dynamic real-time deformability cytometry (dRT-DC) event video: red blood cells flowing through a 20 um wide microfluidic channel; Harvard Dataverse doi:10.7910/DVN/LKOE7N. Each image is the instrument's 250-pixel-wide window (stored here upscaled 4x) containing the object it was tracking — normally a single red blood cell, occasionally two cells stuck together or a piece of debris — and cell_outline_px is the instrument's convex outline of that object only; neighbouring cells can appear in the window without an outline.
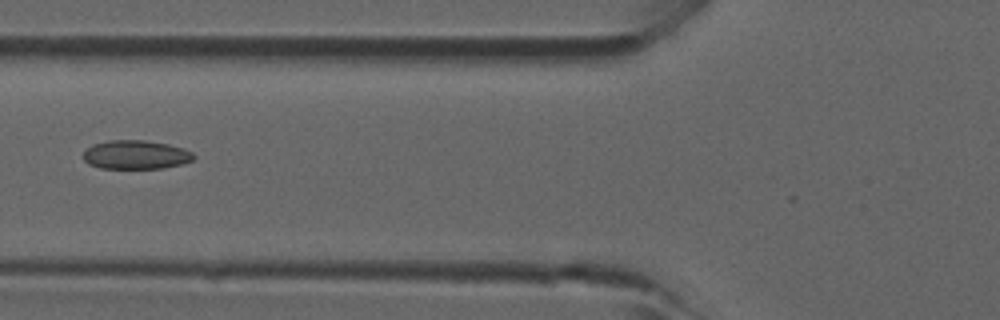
{"species": "common noctule bat (a hibernating species)", "species_latin": "Nyctalus noctula", "temperature_condition": "room temperature", "stored_images_in_passage": 8, "camera_frame_rate_fps": 3000, "um_per_image_px": 0.085, "animal": {"sex": "male", "forearm_length_mm": 52.5}, "frame": {"image": 1, "passage_image": 4, "time_ms": 1.0, "image_size_px": [1000, 320], "cell_outline_px": [[196, 156], [192, 160], [184, 164], [164, 168], [100, 168], [88, 164], [84, 160], [84, 152], [92, 144], [108, 140], [144, 140], [168, 144], [184, 148], [192, 152]], "centroid_in_image_um": [11.56, 13.15], "position_along_channel_um": 114.2, "area_um2": 18.67}}
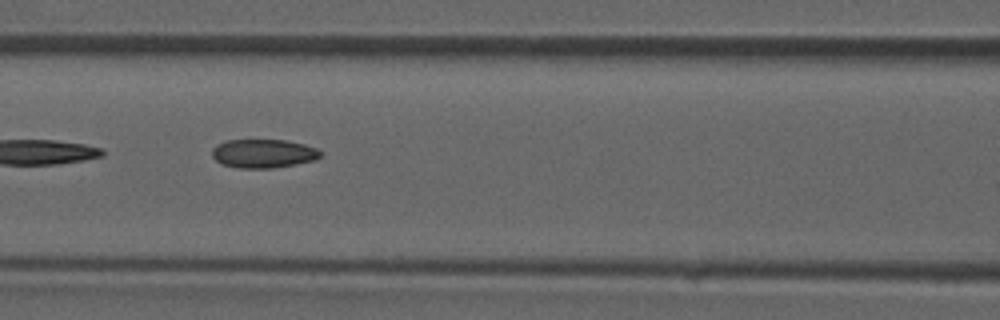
{"frame": {"image": 2, "passage_image": 6, "time_ms": 1.667, "image_size_px": [1000, 320], "cell_outline_px": [[324, 152], [316, 160], [296, 164], [272, 168], [236, 168], [220, 164], [212, 156], [212, 148], [216, 144], [224, 140], [284, 140], [304, 144], [316, 148]], "centroid_in_image_um": [22.37, 13.05], "position_along_channel_um": 144.2, "area_um2": 18.38}}